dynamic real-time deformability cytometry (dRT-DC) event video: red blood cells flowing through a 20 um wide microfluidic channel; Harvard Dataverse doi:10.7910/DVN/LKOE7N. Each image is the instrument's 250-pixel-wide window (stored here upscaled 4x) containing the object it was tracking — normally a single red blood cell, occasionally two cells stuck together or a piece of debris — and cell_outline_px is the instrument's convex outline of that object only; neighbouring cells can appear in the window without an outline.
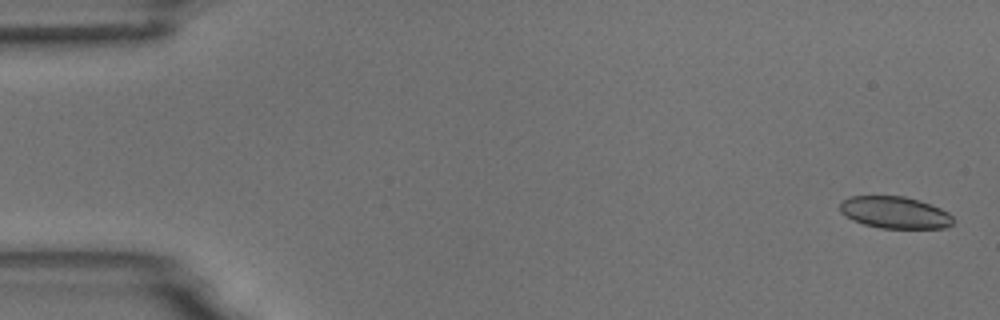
{"species": "common noctule bat (a hibernating species)", "species_latin": "Nyctalus noctula", "temperature_condition": "room temperature", "stored_images_in_passage": 4, "camera_frame_rate_fps": 3000, "um_per_image_px": 0.085, "animal": {"sex": "male", "body_mass_g": 18.8}, "frame": {"image": 1, "passage_image": 1, "time_ms": 0.0, "image_size_px": [1000, 320], "cell_outline_px": [[952, 224], [944, 228], [880, 228], [864, 224], [840, 212], [840, 204], [848, 196], [904, 196], [920, 200], [940, 208], [948, 212], [952, 216]], "centroid_in_image_um": [76.08, 18.05], "position_along_channel_um": 8.9, "area_um2": 20.87}}